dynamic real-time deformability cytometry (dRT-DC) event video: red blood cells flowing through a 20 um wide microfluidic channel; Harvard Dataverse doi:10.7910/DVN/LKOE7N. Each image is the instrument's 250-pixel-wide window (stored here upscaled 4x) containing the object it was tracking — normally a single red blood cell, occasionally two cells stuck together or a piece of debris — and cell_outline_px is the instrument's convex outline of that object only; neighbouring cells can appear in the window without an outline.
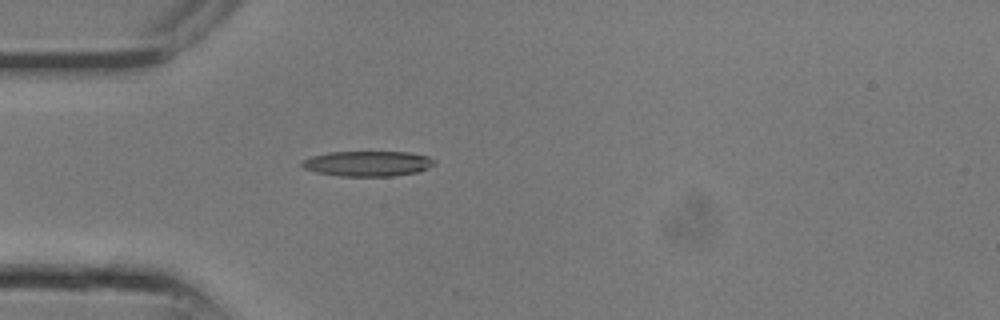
{"species": "common noctule bat (a hibernating species)", "species_latin": "Nyctalus noctula", "temperature_condition": "room temperature", "stored_images_in_passage": 2, "camera_frame_rate_fps": 3000, "um_per_image_px": 0.085, "animal": {"sex": "male", "body_mass_g": 13.3}, "frame": {"image": 1, "passage_image": 1, "time_ms": 0.0, "image_size_px": [1000, 320], "cell_outline_px": [[436, 164], [420, 172], [392, 176], [340, 176], [316, 172], [304, 168], [300, 164], [304, 160], [312, 156], [328, 152], [408, 152], [428, 156], [436, 160]], "centroid_in_image_um": [31.3, 13.91], "position_along_channel_um": 53.7, "area_um2": 19.59}}